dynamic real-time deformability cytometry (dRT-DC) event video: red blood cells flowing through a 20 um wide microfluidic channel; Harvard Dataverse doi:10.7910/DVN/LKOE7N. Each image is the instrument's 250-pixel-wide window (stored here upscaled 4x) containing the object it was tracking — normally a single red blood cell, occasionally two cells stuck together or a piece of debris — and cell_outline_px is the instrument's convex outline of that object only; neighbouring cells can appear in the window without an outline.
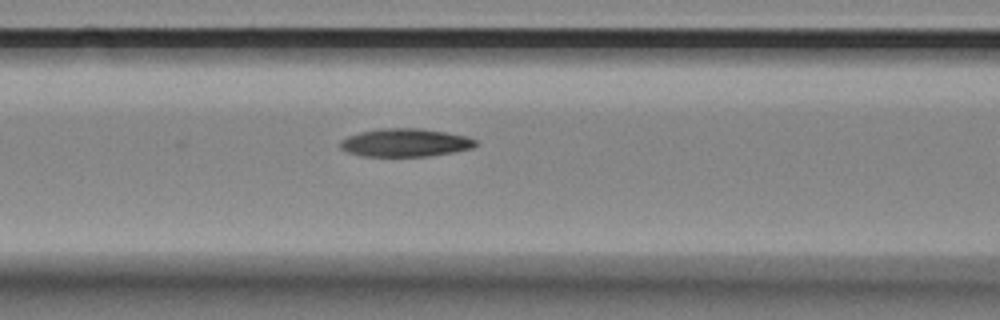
{"species": "Egyptian fruit bat (a non-hibernating species)", "species_latin": "Rousettus aegyptiacus", "temperature_condition": "room temperature", "stored_images_in_passage": 5, "segment_of_instrument_passage": [1, 2], "camera_frame_rate_fps": 3000, "um_per_image_px": 0.085, "animal": {"sex": "female"}, "frame": {"image": 1, "passage_image": 4, "time_ms": 1.0, "image_size_px": [1000, 320], "cell_outline_px": [[476, 144], [472, 148], [452, 152], [428, 156], [360, 156], [348, 152], [340, 148], [340, 140], [348, 136], [360, 132], [380, 128], [420, 128], [444, 132], [464, 136], [476, 140]], "centroid_in_image_um": [34.39, 12.12], "position_along_channel_um": 132.2, "area_um2": 22.02}}